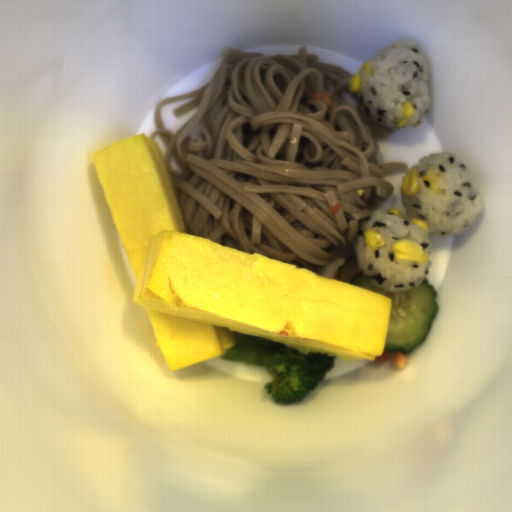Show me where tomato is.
Wrapping results in <instances>:
<instances>
[{
    "label": "tomato",
    "instance_id": "1",
    "mask_svg": "<svg viewBox=\"0 0 512 512\" xmlns=\"http://www.w3.org/2000/svg\"><path fill=\"white\" fill-rule=\"evenodd\" d=\"M387 360H392L394 362L396 368H400V369L403 368L407 363L406 354L404 352H400L398 350L394 351V352H389V351H386L383 349L381 356L374 359V361H377L380 363L386 362Z\"/></svg>",
    "mask_w": 512,
    "mask_h": 512
},
{
    "label": "tomato",
    "instance_id": "2",
    "mask_svg": "<svg viewBox=\"0 0 512 512\" xmlns=\"http://www.w3.org/2000/svg\"><path fill=\"white\" fill-rule=\"evenodd\" d=\"M317 102L323 103L326 107H333V95L330 92L313 93Z\"/></svg>",
    "mask_w": 512,
    "mask_h": 512
},
{
    "label": "tomato",
    "instance_id": "3",
    "mask_svg": "<svg viewBox=\"0 0 512 512\" xmlns=\"http://www.w3.org/2000/svg\"><path fill=\"white\" fill-rule=\"evenodd\" d=\"M342 207H343V206H342V204L337 203V204H335L334 206H332L331 208H329V211H330L331 215H333V216H334V215H336L337 213H339V212H340V210L342 209Z\"/></svg>",
    "mask_w": 512,
    "mask_h": 512
}]
</instances>
